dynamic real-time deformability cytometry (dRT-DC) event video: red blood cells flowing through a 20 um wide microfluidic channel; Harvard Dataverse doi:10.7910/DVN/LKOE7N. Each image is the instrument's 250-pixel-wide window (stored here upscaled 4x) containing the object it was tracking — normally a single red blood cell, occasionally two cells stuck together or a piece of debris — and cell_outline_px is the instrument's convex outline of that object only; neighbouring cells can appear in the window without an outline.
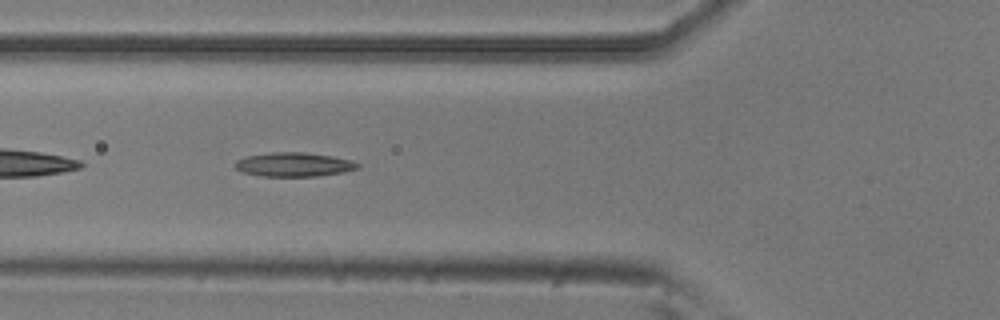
{"species": "common noctule bat (a hibernating species)", "species_latin": "Nyctalus noctula", "temperature_condition": "room temperature", "stored_images_in_passage": 36, "camera_frame_rate_fps": 3000, "um_per_image_px": 0.085, "animal": {"sex": "male", "body_mass_g": 20.5, "forearm_length_mm": 52.5}, "frame": {"image": 1, "passage_image": 5, "time_ms": 1.333, "image_size_px": [1000, 320], "cell_outline_px": [[360, 168], [344, 172], [316, 176], [264, 176], [244, 172], [236, 168], [232, 164], [236, 160], [244, 156], [272, 152], [304, 152], [332, 156], [352, 160], [360, 164]], "centroid_in_image_um": [24.98, 13.97], "position_along_channel_um": 100.8, "area_um2": 17.28}}
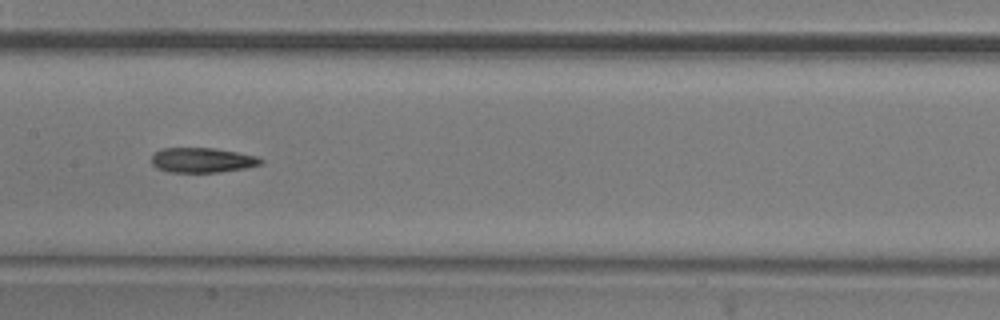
{"frame": {"image": 2, "passage_image": 12, "time_ms": 3.667, "image_size_px": [1000, 320], "cell_outline_px": [[264, 160], [260, 164], [244, 168], [220, 172], [168, 172], [156, 168], [152, 164], [152, 156], [160, 148], [212, 148], [236, 152], [256, 156]], "centroid_in_image_um": [17.15, 13.61], "position_along_channel_um": 190.2, "area_um2": 15.72}}
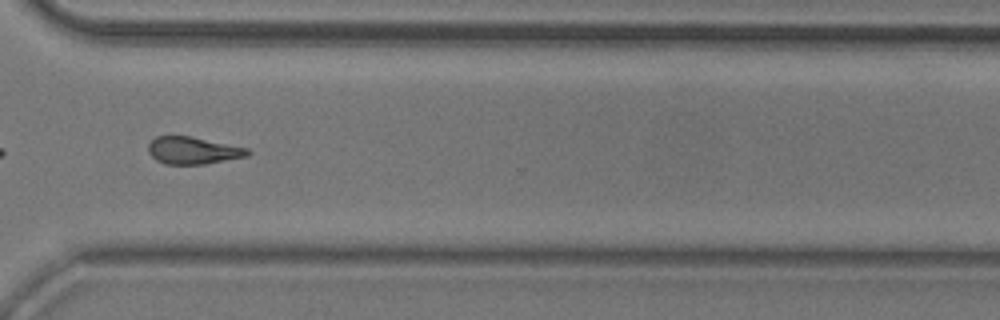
{"frame": {"image": 3, "passage_image": 25, "time_ms": 8.0, "image_size_px": [1000, 320], "cell_outline_px": [[252, 152], [248, 156], [204, 164], [164, 164], [156, 160], [148, 152], [148, 144], [156, 136], [192, 136], [248, 148]], "centroid_in_image_um": [16.41, 12.79], "position_along_channel_um": 354.2, "area_um2": 15.84}, "authors_computed_cell_mechanics": {"area_um2": 16.184, "velocity_mm_per_s": 3.7933, "shape_relaxation_time_tau1_ms": 4.5288, "shape_relaxation_time_tau2_ms": null, "deformation_change_tau1": 0.1717, "deformation_change_tau2": null}}